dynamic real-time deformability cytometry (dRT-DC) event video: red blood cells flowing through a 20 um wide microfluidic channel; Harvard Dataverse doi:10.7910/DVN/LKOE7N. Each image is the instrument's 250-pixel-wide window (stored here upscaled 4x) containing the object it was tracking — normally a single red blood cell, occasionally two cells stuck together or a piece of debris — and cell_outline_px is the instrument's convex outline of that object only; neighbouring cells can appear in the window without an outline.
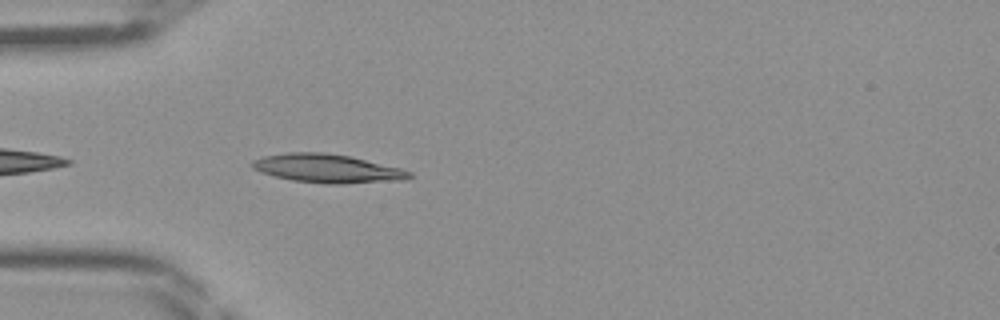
{"species": "Egyptian fruit bat (a non-hibernating species)", "species_latin": "Rousettus aegyptiacus", "temperature_condition": "room temperature", "stored_images_in_passage": 13, "camera_frame_rate_fps": 3000, "um_per_image_px": 0.085, "frame": {"image": 1, "passage_image": 2, "time_ms": 0.333, "image_size_px": [1000, 320], "cell_outline_px": [[412, 176], [408, 180], [344, 184], [328, 184], [292, 180], [276, 176], [252, 168], [248, 164], [252, 160], [264, 156], [288, 152], [324, 152], [352, 156], [400, 168], [412, 172]], "centroid_in_image_um": [27.86, 14.32], "position_along_channel_um": 57.1, "area_um2": 26.41}}
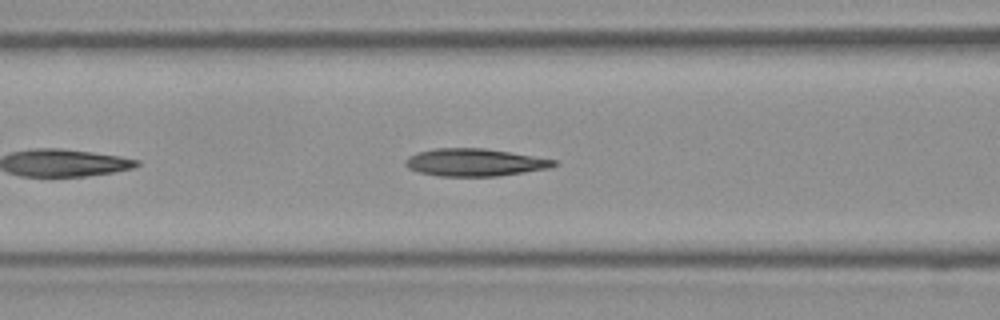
{"frame": {"image": 2, "passage_image": 7, "time_ms": 2.0, "image_size_px": [1000, 320], "cell_outline_px": [[560, 164], [548, 168], [524, 172], [496, 176], [440, 176], [420, 172], [408, 168], [404, 164], [404, 160], [408, 156], [416, 152], [432, 148], [484, 148], [556, 160]], "centroid_in_image_um": [40.3, 13.8], "position_along_channel_um": 126.3, "area_um2": 23.76}}
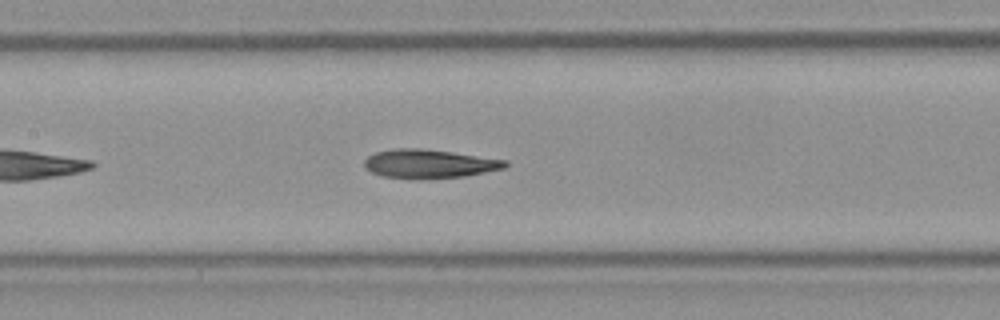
{"frame": {"image": 3, "passage_image": 10, "time_ms": 3.0, "image_size_px": [1000, 320], "cell_outline_px": [[508, 164], [504, 168], [464, 176], [416, 180], [384, 176], [372, 172], [364, 168], [364, 160], [368, 156], [376, 152], [392, 148], [420, 148], [452, 152], [508, 160]], "centroid_in_image_um": [36.45, 13.92], "position_along_channel_um": 171.0, "area_um2": 23.76}}